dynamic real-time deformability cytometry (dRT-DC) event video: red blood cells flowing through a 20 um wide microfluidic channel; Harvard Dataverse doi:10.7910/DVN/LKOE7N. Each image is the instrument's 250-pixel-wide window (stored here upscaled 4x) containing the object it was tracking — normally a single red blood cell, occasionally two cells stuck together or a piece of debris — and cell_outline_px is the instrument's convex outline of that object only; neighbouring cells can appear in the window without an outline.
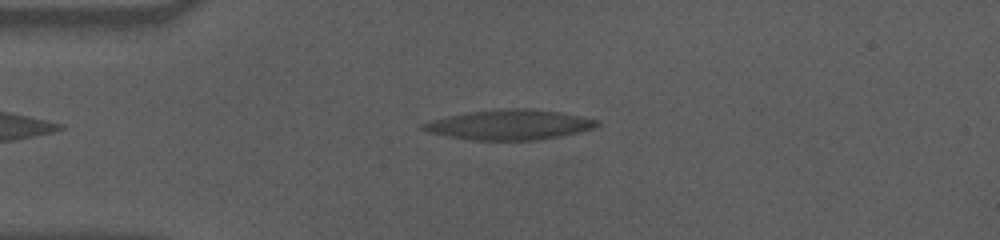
{"species": "human", "species_latin": "Homo sapiens", "temperature_condition": "cold", "stored_images_in_passage": 51, "camera_frame_rate_fps": 3000, "um_per_image_px": 0.085, "donor": {"sex": "male"}, "frame": {"image": 1, "passage_image": 7, "time_ms": 2.0, "image_size_px": [1000, 240], "cell_outline_px": [[600, 124], [596, 128], [536, 140], [468, 140], [448, 136], [432, 132], [420, 128], [420, 124], [428, 120], [468, 112], [504, 108], [528, 108], [556, 112], [580, 116], [600, 120]], "centroid_in_image_um": [43.28, 10.59], "position_along_channel_um": 41.7, "area_um2": 30.23}}
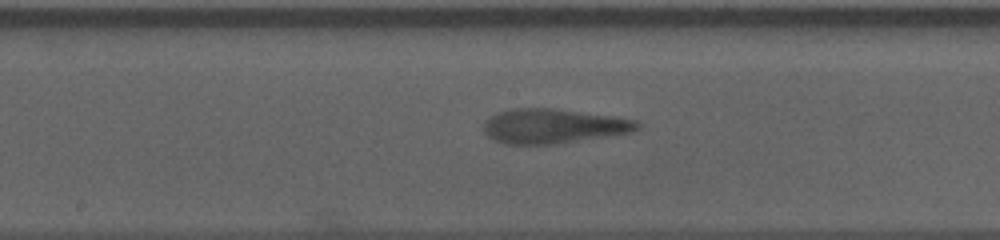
{"frame": {"image": 2, "passage_image": 23, "time_ms": 7.333, "image_size_px": [1000, 240], "cell_outline_px": [[640, 128], [632, 132], [556, 144], [504, 144], [492, 140], [484, 132], [484, 120], [496, 112], [512, 108], [552, 108], [612, 116], [636, 120], [640, 124]], "centroid_in_image_um": [46.98, 10.72], "position_along_channel_um": 201.2, "area_um2": 31.04}}
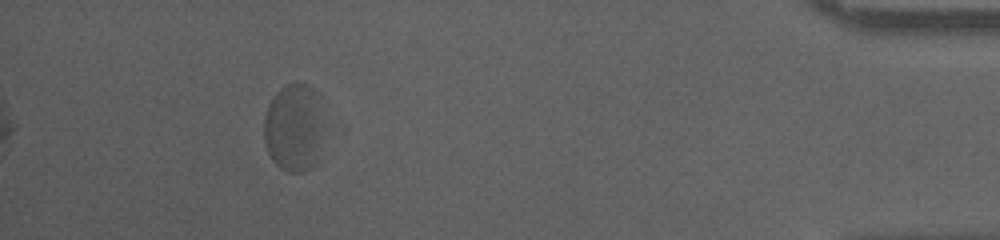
{"frame": {"image": 3, "passage_image": 46, "time_ms": 15.0, "image_size_px": [1000, 240], "cell_outline_px": [[324, 128], [320, 164], [312, 168], [300, 172], [288, 172], [280, 168], [272, 160], [268, 152], [264, 140], [264, 116], [268, 104], [272, 96], [284, 84], [308, 84], [320, 96]], "centroid_in_image_um": [25.04, 10.87], "position_along_channel_um": 410.2, "area_um2": 32.02}, "authors_computed_cell_mechanics": {"area_um2": 31.0964, "velocity_mm_per_s": 3.4716, "shape_relaxation_time_tau1_ms": 6.0304, "shape_relaxation_time_tau2_ms": 2.5797, "deformation_change_tau1": 0.1483, "deformation_change_tau2": 0.1364}}